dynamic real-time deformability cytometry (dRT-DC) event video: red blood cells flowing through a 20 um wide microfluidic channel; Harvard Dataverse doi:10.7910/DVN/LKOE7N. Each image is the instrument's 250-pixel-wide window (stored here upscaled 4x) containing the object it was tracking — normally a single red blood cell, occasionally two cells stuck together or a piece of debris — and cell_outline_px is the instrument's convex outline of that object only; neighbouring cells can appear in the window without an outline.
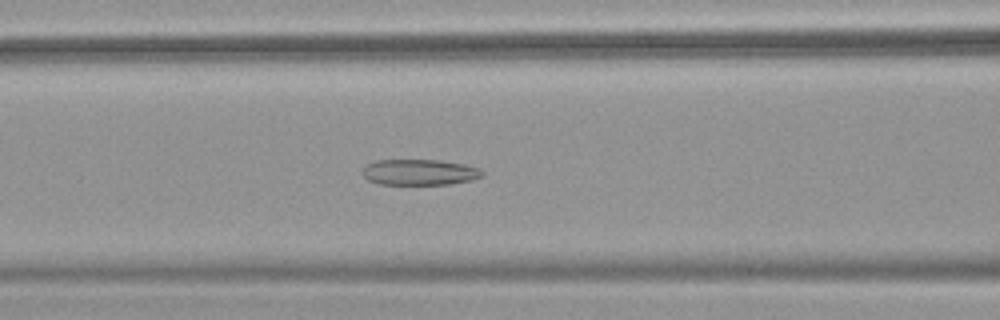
{"species": "common noctule bat (a hibernating species)", "species_latin": "Nyctalus noctula", "temperature_condition": "warm", "stored_images_in_passage": 52, "camera_frame_rate_fps": 3000, "um_per_image_px": 0.085, "animal": {"sex": "female", "body_mass_g": 18.4}, "frame": {"image": 1, "passage_image": 22, "time_ms": 7.0, "image_size_px": [1000, 320], "cell_outline_px": [[484, 176], [472, 180], [448, 184], [380, 184], [368, 180], [364, 176], [364, 168], [368, 164], [376, 160], [440, 160], [464, 164], [480, 168], [484, 172]], "centroid_in_image_um": [35.71, 14.63], "position_along_channel_um": 130.9, "area_um2": 17.98}}
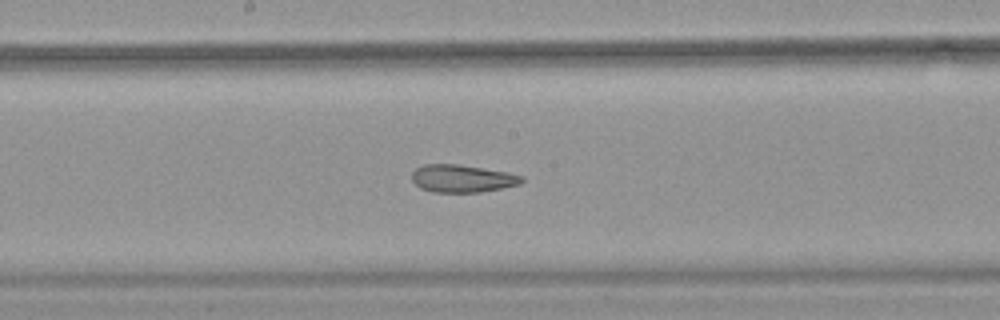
{"frame": {"image": 2, "passage_image": 28, "time_ms": 9.0, "image_size_px": [1000, 320], "cell_outline_px": [[524, 180], [520, 184], [480, 192], [432, 192], [420, 188], [412, 180], [412, 172], [416, 168], [424, 164], [456, 164], [508, 172], [524, 176]], "centroid_in_image_um": [39.28, 15.17], "position_along_channel_um": 208.9, "area_um2": 17.63}}
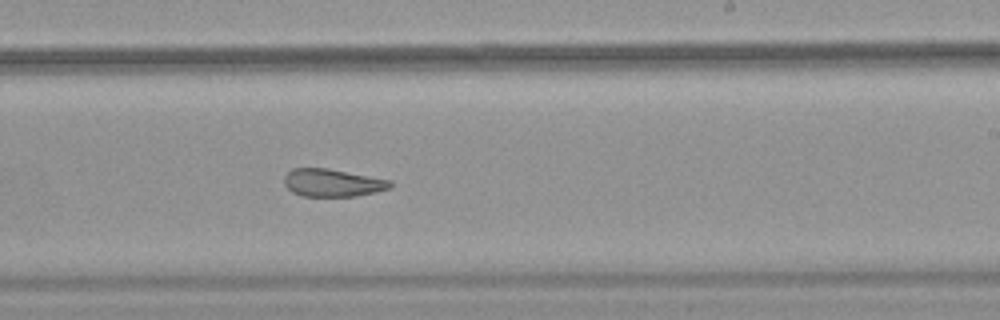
{"frame": {"image": 3, "passage_image": 32, "time_ms": 10.333, "image_size_px": [1000, 320], "cell_outline_px": [[392, 188], [376, 192], [356, 196], [304, 196], [292, 192], [284, 184], [284, 176], [292, 168], [328, 168], [392, 180]], "centroid_in_image_um": [28.29, 15.53], "position_along_channel_um": 260.7, "area_um2": 17.22}, "authors_computed_cell_mechanics": {"area_um2": 22.2241, "velocity_mm_per_s": 3.9123, "shape_relaxation_time_tau1_ms": null, "shape_relaxation_time_tau2_ms": 2.7163, "deformation_change_tau1": null, "deformation_change_tau2": 0.1008}}